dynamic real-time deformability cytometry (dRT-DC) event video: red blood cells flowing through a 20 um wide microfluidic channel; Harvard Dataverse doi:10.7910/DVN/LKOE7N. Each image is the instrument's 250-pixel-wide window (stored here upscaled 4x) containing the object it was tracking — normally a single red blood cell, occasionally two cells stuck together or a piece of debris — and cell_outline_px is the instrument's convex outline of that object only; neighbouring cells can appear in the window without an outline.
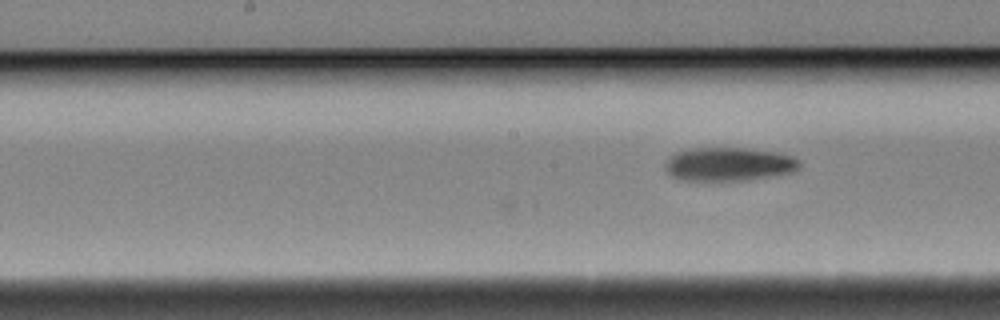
{"species": "Egyptian fruit bat (a non-hibernating species)", "species_latin": "Rousettus aegyptiacus", "temperature_condition": "cold", "stored_images_in_passage": 13, "camera_frame_rate_fps": 3000, "um_per_image_px": 0.085, "animal": {"sex": "female"}, "frame": {"image": 1, "passage_image": 13, "time_ms": 4.0, "image_size_px": [1000, 320], "cell_outline_px": [[800, 168], [792, 172], [768, 176], [740, 180], [680, 180], [672, 176], [664, 168], [664, 164], [676, 152], [692, 148], [748, 148], [776, 152], [792, 156], [800, 160]], "centroid_in_image_um": [61.95, 13.94], "position_along_channel_um": 186.3, "area_um2": 26.07}}